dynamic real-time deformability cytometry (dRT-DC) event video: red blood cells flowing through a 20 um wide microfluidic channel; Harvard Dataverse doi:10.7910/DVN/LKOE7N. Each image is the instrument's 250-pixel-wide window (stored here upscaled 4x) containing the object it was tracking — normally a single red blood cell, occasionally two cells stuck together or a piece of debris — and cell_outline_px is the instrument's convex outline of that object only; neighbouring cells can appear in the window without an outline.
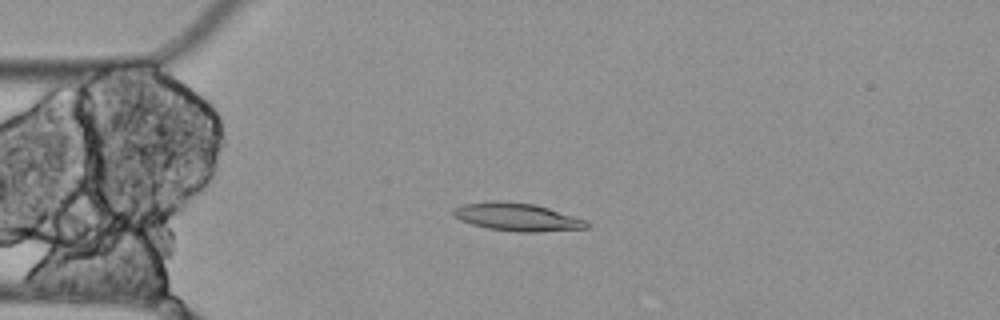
{"species": "Egyptian fruit bat (a non-hibernating species)", "species_latin": "Rousettus aegyptiacus", "temperature_condition": "cold", "stored_images_in_passage": 14, "camera_frame_rate_fps": 3000, "um_per_image_px": 0.085, "animal": {"sex": "female"}, "frame": {"image": 1, "passage_image": 3, "time_ms": 0.667, "image_size_px": [1000, 320], "cell_outline_px": [[588, 228], [536, 232], [516, 232], [488, 228], [472, 224], [460, 220], [452, 216], [452, 208], [464, 204], [492, 200], [496, 200], [536, 204], [576, 216], [588, 220]], "centroid_in_image_um": [43.95, 18.44], "position_along_channel_um": 41.0, "area_um2": 21.96}}
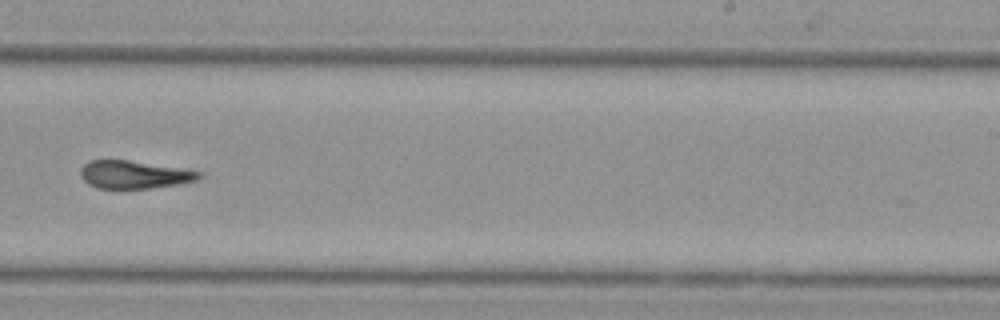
{"frame": {"image": 2, "passage_image": 9, "time_ms": 2.667, "image_size_px": [1000, 320], "cell_outline_px": [[204, 176], [196, 180], [180, 184], [148, 188], [96, 188], [88, 184], [80, 176], [80, 168], [88, 160], [128, 160], [188, 168], [204, 172]], "centroid_in_image_um": [11.46, 14.82], "position_along_channel_um": 277.5, "area_um2": 19.65}}
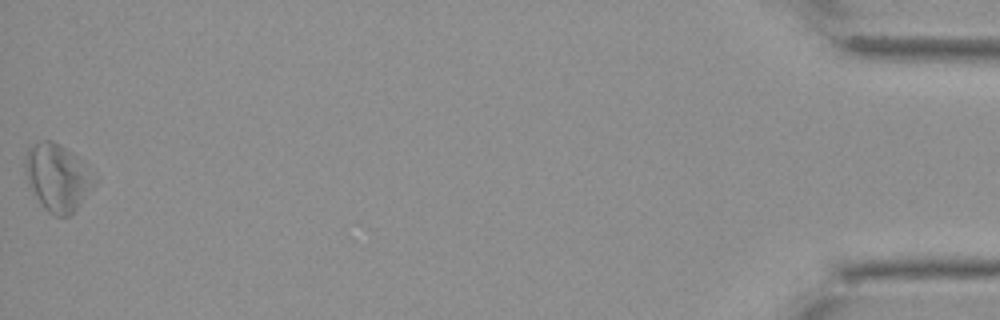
{"frame": {"image": 3, "passage_image": 14, "time_ms": 4.333, "image_size_px": [1000, 320], "cell_outline_px": [[96, 180], [80, 204], [68, 216], [52, 216], [40, 204], [28, 184], [24, 172], [24, 160], [28, 148], [40, 140], [52, 140], [60, 144], [84, 160], [96, 172]], "centroid_in_image_um": [4.89, 15.05], "position_along_channel_um": 430.3, "area_um2": 27.51}}